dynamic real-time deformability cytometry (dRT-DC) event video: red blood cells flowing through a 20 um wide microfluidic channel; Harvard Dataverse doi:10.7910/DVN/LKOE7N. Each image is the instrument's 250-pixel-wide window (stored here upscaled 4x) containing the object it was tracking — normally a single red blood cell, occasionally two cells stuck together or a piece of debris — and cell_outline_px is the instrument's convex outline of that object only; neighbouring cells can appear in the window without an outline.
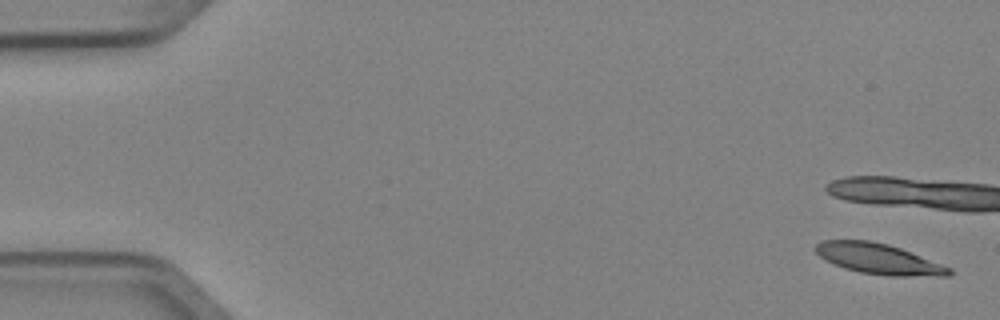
{"species": "Egyptian fruit bat (a non-hibernating species)", "species_latin": "Rousettus aegyptiacus", "temperature_condition": "cold", "stored_images_in_passage": 4, "camera_frame_rate_fps": 3000, "um_per_image_px": 0.085, "animal": {"sex": "female"}, "frame": {"image": 1, "passage_image": 1, "time_ms": 0.0, "image_size_px": [1000, 320], "cell_outline_px": [[952, 272], [948, 276], [888, 276], [860, 272], [844, 268], [824, 260], [812, 248], [820, 240], [868, 240], [888, 244], [900, 248], [952, 268]], "centroid_in_image_um": [74.65, 22.0], "position_along_channel_um": 10.4, "area_um2": 23.81}}